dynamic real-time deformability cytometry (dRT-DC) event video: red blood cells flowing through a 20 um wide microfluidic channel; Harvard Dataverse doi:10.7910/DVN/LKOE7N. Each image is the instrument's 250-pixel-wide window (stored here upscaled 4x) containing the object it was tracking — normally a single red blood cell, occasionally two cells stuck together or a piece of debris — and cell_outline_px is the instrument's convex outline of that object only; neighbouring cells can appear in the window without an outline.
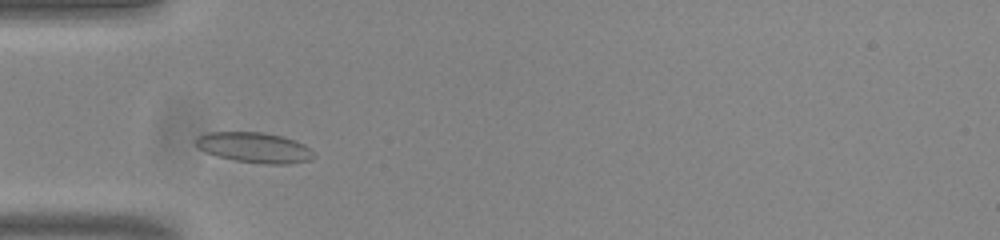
{"species": "common noctule bat (a hibernating species)", "species_latin": "Nyctalus noctula", "temperature_condition": "room temperature", "stored_images_in_passage": 43, "camera_frame_rate_fps": 3000, "um_per_image_px": 0.085, "animal": {"sex": "male", "body_mass_g": 20.0, "forearm_length_mm": 53.3}, "frame": {"image": 1, "passage_image": 6, "time_ms": 1.667, "image_size_px": [1000, 240], "cell_outline_px": [[316, 156], [312, 160], [292, 164], [264, 164], [236, 160], [216, 156], [200, 148], [196, 144], [196, 136], [208, 132], [264, 132], [280, 136], [304, 144]], "centroid_in_image_um": [21.65, 12.55], "position_along_channel_um": 63.4, "area_um2": 20.75}}
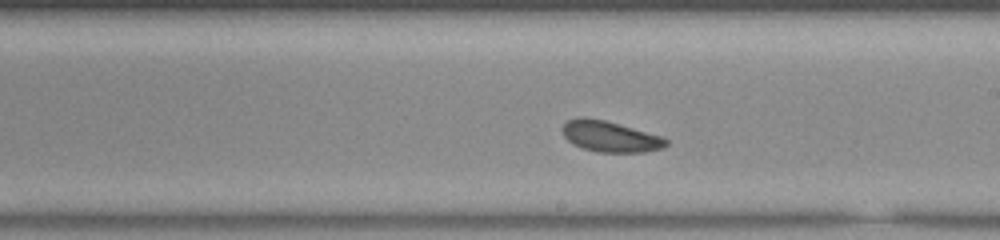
{"frame": {"image": 2, "passage_image": 20, "time_ms": 6.333, "image_size_px": [1000, 240], "cell_outline_px": [[668, 144], [664, 148], [644, 152], [596, 152], [572, 144], [564, 136], [560, 128], [568, 120], [580, 116], [584, 116], [604, 120], [664, 136], [668, 140]], "centroid_in_image_um": [51.87, 11.59], "position_along_channel_um": 237.1, "area_um2": 18.9}}
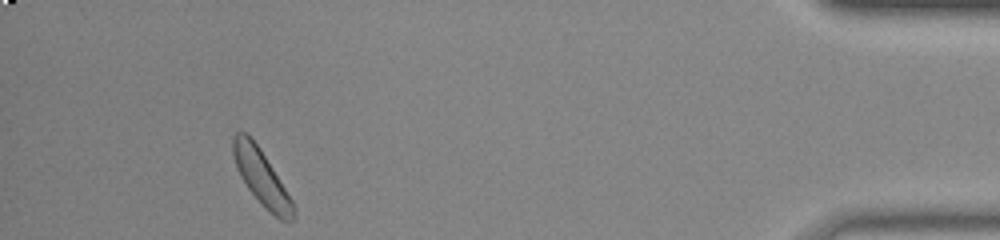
{"frame": {"image": 3, "passage_image": 39, "time_ms": 12.667, "image_size_px": [1000, 240], "cell_outline_px": [[296, 220], [280, 220], [264, 208], [260, 204], [248, 188], [240, 176], [236, 168], [232, 152], [232, 136], [236, 132], [248, 132], [260, 148], [292, 200], [296, 208]], "centroid_in_image_um": [22.22, 15.08], "position_along_channel_um": 413.0, "area_um2": 19.65}, "authors_computed_cell_mechanics": {"area_um2": 19.1318, "velocity_mm_per_s": 3.7616, "shape_relaxation_time_tau1_ms": 3.5356, "shape_relaxation_time_tau2_ms": null, "deformation_change_tau1": 0.0639, "deformation_change_tau2": null}}